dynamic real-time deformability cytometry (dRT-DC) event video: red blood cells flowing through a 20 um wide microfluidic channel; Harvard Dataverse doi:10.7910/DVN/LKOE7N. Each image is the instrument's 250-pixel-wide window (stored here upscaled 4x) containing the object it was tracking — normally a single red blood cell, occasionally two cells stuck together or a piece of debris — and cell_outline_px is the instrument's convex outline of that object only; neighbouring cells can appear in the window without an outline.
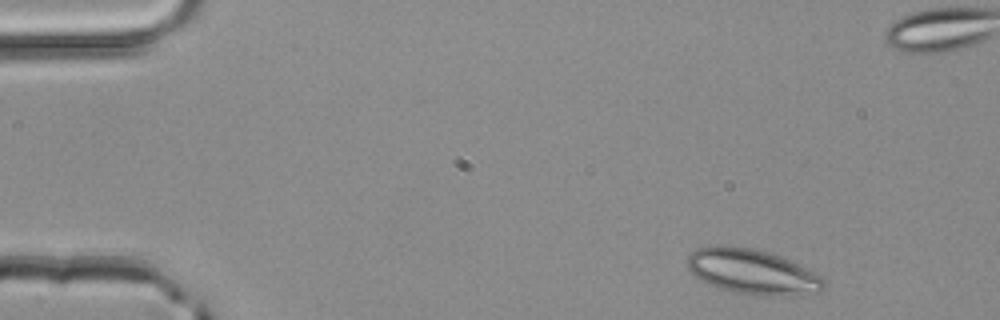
{"species": "common noctule bat (a hibernating species)", "species_latin": "Nyctalus noctula", "temperature_condition": "room temperature", "stored_images_in_passage": 5, "segment_of_instrument_passage": [1, 2], "camera_frame_rate_fps": 3000, "um_per_image_px": 0.085, "animal": {"sex": "male", "body_mass_g": 20.4}, "frame": {"image": 1, "passage_image": 1, "time_ms": 0.0, "image_size_px": [1000, 320], "cell_outline_px": [[828, 280], [824, 288], [820, 292], [800, 296], [756, 296], [732, 292], [716, 288], [708, 284], [696, 276], [684, 264], [688, 256], [696, 248], [716, 244], [720, 244], [752, 248], [768, 252], [780, 256]], "centroid_in_image_um": [63.93, 23.12], "position_along_channel_um": 21.1, "area_um2": 36.47}}